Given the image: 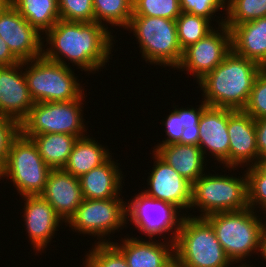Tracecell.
Wrapping results in <instances>:
<instances>
[{"label":"cell","instance_id":"cell-1","mask_svg":"<svg viewBox=\"0 0 266 267\" xmlns=\"http://www.w3.org/2000/svg\"><path fill=\"white\" fill-rule=\"evenodd\" d=\"M112 34L113 31L97 22L59 20L43 36L42 56L70 68L77 66L76 69H81L89 76L104 67L106 69V63L113 59L112 49L117 37Z\"/></svg>","mask_w":266,"mask_h":267},{"label":"cell","instance_id":"cell-2","mask_svg":"<svg viewBox=\"0 0 266 267\" xmlns=\"http://www.w3.org/2000/svg\"><path fill=\"white\" fill-rule=\"evenodd\" d=\"M263 68L231 51L225 59L196 84L208 106L243 110L253 83Z\"/></svg>","mask_w":266,"mask_h":267},{"label":"cell","instance_id":"cell-3","mask_svg":"<svg viewBox=\"0 0 266 267\" xmlns=\"http://www.w3.org/2000/svg\"><path fill=\"white\" fill-rule=\"evenodd\" d=\"M260 214L248 207L205 217L214 228L218 241L233 264H245L248 257L250 260L251 256H257L261 230L266 222V216L263 215L262 218Z\"/></svg>","mask_w":266,"mask_h":267},{"label":"cell","instance_id":"cell-4","mask_svg":"<svg viewBox=\"0 0 266 267\" xmlns=\"http://www.w3.org/2000/svg\"><path fill=\"white\" fill-rule=\"evenodd\" d=\"M175 267H230L233 265L205 219L184 215L174 243Z\"/></svg>","mask_w":266,"mask_h":267},{"label":"cell","instance_id":"cell-5","mask_svg":"<svg viewBox=\"0 0 266 267\" xmlns=\"http://www.w3.org/2000/svg\"><path fill=\"white\" fill-rule=\"evenodd\" d=\"M242 172L244 174L240 176L236 171L234 176L217 174L216 171L215 174L204 173L192 184L191 190L190 211L198 209L200 214L189 213L188 216L205 218L218 212L248 208L247 175L245 170Z\"/></svg>","mask_w":266,"mask_h":267},{"label":"cell","instance_id":"cell-6","mask_svg":"<svg viewBox=\"0 0 266 267\" xmlns=\"http://www.w3.org/2000/svg\"><path fill=\"white\" fill-rule=\"evenodd\" d=\"M133 32L136 44L140 49L141 58L149 65L177 68L183 56V50L179 45L176 20L149 17L132 16L130 24L125 29Z\"/></svg>","mask_w":266,"mask_h":267},{"label":"cell","instance_id":"cell-7","mask_svg":"<svg viewBox=\"0 0 266 267\" xmlns=\"http://www.w3.org/2000/svg\"><path fill=\"white\" fill-rule=\"evenodd\" d=\"M74 71L43 56L24 61V76L35 103L79 99L85 88Z\"/></svg>","mask_w":266,"mask_h":267},{"label":"cell","instance_id":"cell-8","mask_svg":"<svg viewBox=\"0 0 266 267\" xmlns=\"http://www.w3.org/2000/svg\"><path fill=\"white\" fill-rule=\"evenodd\" d=\"M84 99L85 93L72 101L34 103L28 116L20 123V132L28 138L49 133H65L78 138L86 136L88 126L83 118Z\"/></svg>","mask_w":266,"mask_h":267},{"label":"cell","instance_id":"cell-9","mask_svg":"<svg viewBox=\"0 0 266 267\" xmlns=\"http://www.w3.org/2000/svg\"><path fill=\"white\" fill-rule=\"evenodd\" d=\"M52 169L43 161L36 144L21 132L12 140L6 162L4 179H10L20 197L40 195Z\"/></svg>","mask_w":266,"mask_h":267},{"label":"cell","instance_id":"cell-10","mask_svg":"<svg viewBox=\"0 0 266 267\" xmlns=\"http://www.w3.org/2000/svg\"><path fill=\"white\" fill-rule=\"evenodd\" d=\"M123 198L84 199L65 227L69 226L81 236L89 235L99 240L94 243H112V235L127 228L126 201Z\"/></svg>","mask_w":266,"mask_h":267},{"label":"cell","instance_id":"cell-11","mask_svg":"<svg viewBox=\"0 0 266 267\" xmlns=\"http://www.w3.org/2000/svg\"><path fill=\"white\" fill-rule=\"evenodd\" d=\"M131 198V201L126 199L127 225L132 224L145 238L163 237V240L175 243L184 215L172 204L150 198L142 192Z\"/></svg>","mask_w":266,"mask_h":267},{"label":"cell","instance_id":"cell-12","mask_svg":"<svg viewBox=\"0 0 266 267\" xmlns=\"http://www.w3.org/2000/svg\"><path fill=\"white\" fill-rule=\"evenodd\" d=\"M231 51L230 29L225 24L215 26L205 37L183 50L181 62L175 70L186 71L197 83Z\"/></svg>","mask_w":266,"mask_h":267},{"label":"cell","instance_id":"cell-13","mask_svg":"<svg viewBox=\"0 0 266 267\" xmlns=\"http://www.w3.org/2000/svg\"><path fill=\"white\" fill-rule=\"evenodd\" d=\"M151 152L154 162L152 170L148 172L147 189L140 192L150 198L170 203L183 215H188L192 184L178 174L154 150Z\"/></svg>","mask_w":266,"mask_h":267},{"label":"cell","instance_id":"cell-14","mask_svg":"<svg viewBox=\"0 0 266 267\" xmlns=\"http://www.w3.org/2000/svg\"><path fill=\"white\" fill-rule=\"evenodd\" d=\"M24 200V208L22 207L21 216L24 221L25 232L28 234V240L31 242L30 246H33V252L35 255L42 254L43 251L50 246L52 238H55L63 225V220L57 215L53 207L46 201L41 195H29L22 196ZM26 225V226H25ZM56 233V234H55Z\"/></svg>","mask_w":266,"mask_h":267},{"label":"cell","instance_id":"cell-15","mask_svg":"<svg viewBox=\"0 0 266 267\" xmlns=\"http://www.w3.org/2000/svg\"><path fill=\"white\" fill-rule=\"evenodd\" d=\"M0 37L20 62L42 56V34L12 4L0 15Z\"/></svg>","mask_w":266,"mask_h":267},{"label":"cell","instance_id":"cell-16","mask_svg":"<svg viewBox=\"0 0 266 267\" xmlns=\"http://www.w3.org/2000/svg\"><path fill=\"white\" fill-rule=\"evenodd\" d=\"M228 134L229 168L225 171L255 165L258 161L255 120L244 110L229 109Z\"/></svg>","mask_w":266,"mask_h":267},{"label":"cell","instance_id":"cell-17","mask_svg":"<svg viewBox=\"0 0 266 267\" xmlns=\"http://www.w3.org/2000/svg\"><path fill=\"white\" fill-rule=\"evenodd\" d=\"M34 103L24 76V62L0 66V115L20 124Z\"/></svg>","mask_w":266,"mask_h":267},{"label":"cell","instance_id":"cell-18","mask_svg":"<svg viewBox=\"0 0 266 267\" xmlns=\"http://www.w3.org/2000/svg\"><path fill=\"white\" fill-rule=\"evenodd\" d=\"M228 108L208 106L199 119V144L205 158L207 154L218 162L219 168H229ZM219 164V166H218ZM224 166V167H223Z\"/></svg>","mask_w":266,"mask_h":267},{"label":"cell","instance_id":"cell-19","mask_svg":"<svg viewBox=\"0 0 266 267\" xmlns=\"http://www.w3.org/2000/svg\"><path fill=\"white\" fill-rule=\"evenodd\" d=\"M127 236L120 240V244L112 243L123 253L128 267H175L174 242Z\"/></svg>","mask_w":266,"mask_h":267},{"label":"cell","instance_id":"cell-20","mask_svg":"<svg viewBox=\"0 0 266 267\" xmlns=\"http://www.w3.org/2000/svg\"><path fill=\"white\" fill-rule=\"evenodd\" d=\"M66 225L84 200L78 177L63 169H52L40 194Z\"/></svg>","mask_w":266,"mask_h":267},{"label":"cell","instance_id":"cell-21","mask_svg":"<svg viewBox=\"0 0 266 267\" xmlns=\"http://www.w3.org/2000/svg\"><path fill=\"white\" fill-rule=\"evenodd\" d=\"M112 157L114 156L78 178L84 199L101 200L122 197L121 190L126 175L122 174L118 160Z\"/></svg>","mask_w":266,"mask_h":267},{"label":"cell","instance_id":"cell-22","mask_svg":"<svg viewBox=\"0 0 266 267\" xmlns=\"http://www.w3.org/2000/svg\"><path fill=\"white\" fill-rule=\"evenodd\" d=\"M232 51L266 68V17L230 28Z\"/></svg>","mask_w":266,"mask_h":267},{"label":"cell","instance_id":"cell-23","mask_svg":"<svg viewBox=\"0 0 266 267\" xmlns=\"http://www.w3.org/2000/svg\"><path fill=\"white\" fill-rule=\"evenodd\" d=\"M153 150L191 184L207 171L206 165H209L206 162L210 164V159L207 160L200 147L196 145L176 143L154 146Z\"/></svg>","mask_w":266,"mask_h":267},{"label":"cell","instance_id":"cell-24","mask_svg":"<svg viewBox=\"0 0 266 267\" xmlns=\"http://www.w3.org/2000/svg\"><path fill=\"white\" fill-rule=\"evenodd\" d=\"M92 137L87 134L78 138L66 165L63 167L64 171L79 178L93 168L99 167L112 156L113 153L109 151L107 146L105 147Z\"/></svg>","mask_w":266,"mask_h":267},{"label":"cell","instance_id":"cell-25","mask_svg":"<svg viewBox=\"0 0 266 267\" xmlns=\"http://www.w3.org/2000/svg\"><path fill=\"white\" fill-rule=\"evenodd\" d=\"M31 139L36 144L43 161L51 169H63L78 137L65 133H49L33 135Z\"/></svg>","mask_w":266,"mask_h":267},{"label":"cell","instance_id":"cell-26","mask_svg":"<svg viewBox=\"0 0 266 267\" xmlns=\"http://www.w3.org/2000/svg\"><path fill=\"white\" fill-rule=\"evenodd\" d=\"M11 4L43 36L60 20L58 0H11Z\"/></svg>","mask_w":266,"mask_h":267},{"label":"cell","instance_id":"cell-27","mask_svg":"<svg viewBox=\"0 0 266 267\" xmlns=\"http://www.w3.org/2000/svg\"><path fill=\"white\" fill-rule=\"evenodd\" d=\"M93 11L95 22L107 29L111 30V26L126 29L133 15V0H93Z\"/></svg>","mask_w":266,"mask_h":267},{"label":"cell","instance_id":"cell-28","mask_svg":"<svg viewBox=\"0 0 266 267\" xmlns=\"http://www.w3.org/2000/svg\"><path fill=\"white\" fill-rule=\"evenodd\" d=\"M214 27H213V25ZM215 24L202 16L182 12L176 19L178 42L182 50L198 42L215 28Z\"/></svg>","mask_w":266,"mask_h":267},{"label":"cell","instance_id":"cell-29","mask_svg":"<svg viewBox=\"0 0 266 267\" xmlns=\"http://www.w3.org/2000/svg\"><path fill=\"white\" fill-rule=\"evenodd\" d=\"M266 17V0H226L224 24L234 25Z\"/></svg>","mask_w":266,"mask_h":267},{"label":"cell","instance_id":"cell-30","mask_svg":"<svg viewBox=\"0 0 266 267\" xmlns=\"http://www.w3.org/2000/svg\"><path fill=\"white\" fill-rule=\"evenodd\" d=\"M85 252L83 267H128L123 253L113 243H94Z\"/></svg>","mask_w":266,"mask_h":267},{"label":"cell","instance_id":"cell-31","mask_svg":"<svg viewBox=\"0 0 266 267\" xmlns=\"http://www.w3.org/2000/svg\"><path fill=\"white\" fill-rule=\"evenodd\" d=\"M181 13L180 0H133L132 16L161 17L176 20Z\"/></svg>","mask_w":266,"mask_h":267},{"label":"cell","instance_id":"cell-32","mask_svg":"<svg viewBox=\"0 0 266 267\" xmlns=\"http://www.w3.org/2000/svg\"><path fill=\"white\" fill-rule=\"evenodd\" d=\"M201 101H199L201 104L199 103L196 108L194 106H191V108L190 106L187 108H183L181 106L179 108V105L174 106L175 103H173V110L179 116H182V126L184 127V132L181 136V144L196 146L199 144V119L203 111L208 107V104L205 101Z\"/></svg>","mask_w":266,"mask_h":267},{"label":"cell","instance_id":"cell-33","mask_svg":"<svg viewBox=\"0 0 266 267\" xmlns=\"http://www.w3.org/2000/svg\"><path fill=\"white\" fill-rule=\"evenodd\" d=\"M180 7L182 12L202 16L209 19L211 22L215 21L218 26L224 24L226 17V0H180ZM217 12L223 13L220 14ZM216 14H220V17L217 16V18L221 19L215 20Z\"/></svg>","mask_w":266,"mask_h":267},{"label":"cell","instance_id":"cell-34","mask_svg":"<svg viewBox=\"0 0 266 267\" xmlns=\"http://www.w3.org/2000/svg\"><path fill=\"white\" fill-rule=\"evenodd\" d=\"M60 20L69 22H95L93 0H58Z\"/></svg>","mask_w":266,"mask_h":267},{"label":"cell","instance_id":"cell-35","mask_svg":"<svg viewBox=\"0 0 266 267\" xmlns=\"http://www.w3.org/2000/svg\"><path fill=\"white\" fill-rule=\"evenodd\" d=\"M243 110L254 120L266 117V68L257 75L248 103Z\"/></svg>","mask_w":266,"mask_h":267},{"label":"cell","instance_id":"cell-36","mask_svg":"<svg viewBox=\"0 0 266 267\" xmlns=\"http://www.w3.org/2000/svg\"><path fill=\"white\" fill-rule=\"evenodd\" d=\"M20 124L9 117L0 115V161L4 164L12 140L19 134Z\"/></svg>","mask_w":266,"mask_h":267},{"label":"cell","instance_id":"cell-37","mask_svg":"<svg viewBox=\"0 0 266 267\" xmlns=\"http://www.w3.org/2000/svg\"><path fill=\"white\" fill-rule=\"evenodd\" d=\"M167 115L164 120H162L161 125L165 126L163 130L165 132L164 135L167 137L164 138L160 143L158 142L155 146H165L170 144H181V136L183 134L184 127L182 126V116H179L173 109Z\"/></svg>","mask_w":266,"mask_h":267},{"label":"cell","instance_id":"cell-38","mask_svg":"<svg viewBox=\"0 0 266 267\" xmlns=\"http://www.w3.org/2000/svg\"><path fill=\"white\" fill-rule=\"evenodd\" d=\"M247 190L249 208L266 215V182H247Z\"/></svg>","mask_w":266,"mask_h":267},{"label":"cell","instance_id":"cell-39","mask_svg":"<svg viewBox=\"0 0 266 267\" xmlns=\"http://www.w3.org/2000/svg\"><path fill=\"white\" fill-rule=\"evenodd\" d=\"M258 160L266 158V117L255 120Z\"/></svg>","mask_w":266,"mask_h":267},{"label":"cell","instance_id":"cell-40","mask_svg":"<svg viewBox=\"0 0 266 267\" xmlns=\"http://www.w3.org/2000/svg\"><path fill=\"white\" fill-rule=\"evenodd\" d=\"M247 182H266V158L259 159L255 165L246 167Z\"/></svg>","mask_w":266,"mask_h":267},{"label":"cell","instance_id":"cell-41","mask_svg":"<svg viewBox=\"0 0 266 267\" xmlns=\"http://www.w3.org/2000/svg\"><path fill=\"white\" fill-rule=\"evenodd\" d=\"M19 62L10 51L7 43L0 37V66H9Z\"/></svg>","mask_w":266,"mask_h":267},{"label":"cell","instance_id":"cell-42","mask_svg":"<svg viewBox=\"0 0 266 267\" xmlns=\"http://www.w3.org/2000/svg\"><path fill=\"white\" fill-rule=\"evenodd\" d=\"M261 256H262V258H260L261 261L265 262L266 261V222L264 223L263 228L261 230V234H260L258 257H261Z\"/></svg>","mask_w":266,"mask_h":267},{"label":"cell","instance_id":"cell-43","mask_svg":"<svg viewBox=\"0 0 266 267\" xmlns=\"http://www.w3.org/2000/svg\"><path fill=\"white\" fill-rule=\"evenodd\" d=\"M11 5V0H0V15Z\"/></svg>","mask_w":266,"mask_h":267},{"label":"cell","instance_id":"cell-44","mask_svg":"<svg viewBox=\"0 0 266 267\" xmlns=\"http://www.w3.org/2000/svg\"><path fill=\"white\" fill-rule=\"evenodd\" d=\"M1 179L4 182V164L0 161V181H1Z\"/></svg>","mask_w":266,"mask_h":267},{"label":"cell","instance_id":"cell-45","mask_svg":"<svg viewBox=\"0 0 266 267\" xmlns=\"http://www.w3.org/2000/svg\"><path fill=\"white\" fill-rule=\"evenodd\" d=\"M231 267H235V265L233 264V265H231ZM236 267H255V266H253V264H252V266L251 265H249V264H247V263H243V264H239L238 266L236 265Z\"/></svg>","mask_w":266,"mask_h":267}]
</instances>
